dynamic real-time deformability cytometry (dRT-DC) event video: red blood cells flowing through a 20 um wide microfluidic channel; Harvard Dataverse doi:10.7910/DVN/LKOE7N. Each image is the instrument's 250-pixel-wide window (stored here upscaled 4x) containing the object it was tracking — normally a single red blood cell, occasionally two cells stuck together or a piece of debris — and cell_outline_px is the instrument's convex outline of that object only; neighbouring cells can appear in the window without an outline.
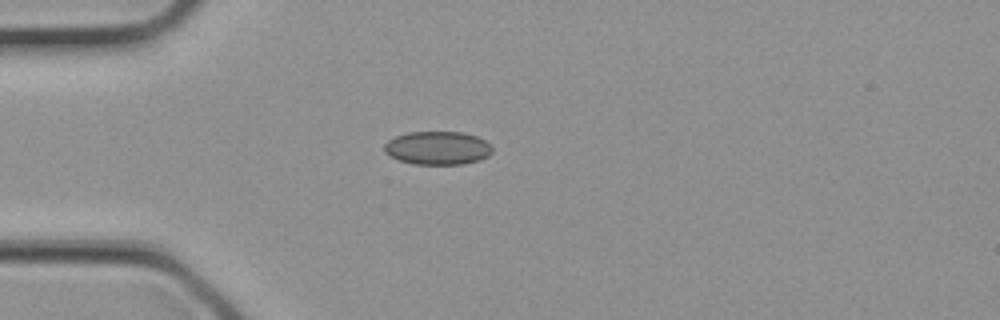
{"species": "common noctule bat (a hibernating species)", "species_latin": "Nyctalus noctula", "temperature_condition": "cold", "stored_images_in_passage": 2, "camera_frame_rate_fps": 3000, "um_per_image_px": 0.085, "animal": {"sex": "female", "body_mass_g": 21.9}, "frame": {"image": 1, "passage_image": 2, "time_ms": 0.333, "image_size_px": [1000, 320], "cell_outline_px": [[492, 152], [488, 156], [480, 160], [464, 164], [412, 164], [400, 160], [384, 152], [384, 144], [388, 140], [396, 136], [408, 132], [464, 132], [476, 136], [484, 140], [492, 148]], "centroid_in_image_um": [37.2, 12.58], "position_along_channel_um": 47.8, "area_um2": 20.98}}